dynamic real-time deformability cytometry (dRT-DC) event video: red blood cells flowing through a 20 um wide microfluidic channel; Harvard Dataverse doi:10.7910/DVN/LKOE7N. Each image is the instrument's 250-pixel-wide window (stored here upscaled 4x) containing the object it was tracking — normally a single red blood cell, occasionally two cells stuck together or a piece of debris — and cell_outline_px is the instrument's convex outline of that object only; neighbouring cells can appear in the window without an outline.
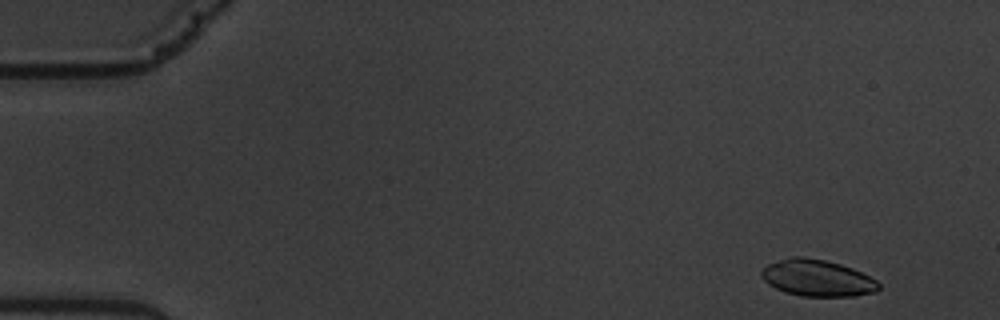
{"species": "common noctule bat (a hibernating species)", "species_latin": "Nyctalus noctula", "temperature_condition": "warm", "stored_images_in_passage": 56, "camera_frame_rate_fps": 3000, "um_per_image_px": 0.085, "animal": {"sex": "male", "body_mass_g": 19.5, "forearm_length_mm": 54.6}, "frame": {"image": 1, "passage_image": 3, "time_ms": 0.667, "image_size_px": [1000, 320], "cell_outline_px": [[880, 288], [876, 292], [856, 296], [800, 296], [784, 292], [768, 284], [764, 280], [760, 272], [768, 264], [788, 256], [804, 256], [824, 260], [840, 264], [852, 268], [876, 280], [880, 284]], "centroid_in_image_um": [69.46, 23.63], "position_along_channel_um": 15.5, "area_um2": 25.09}}
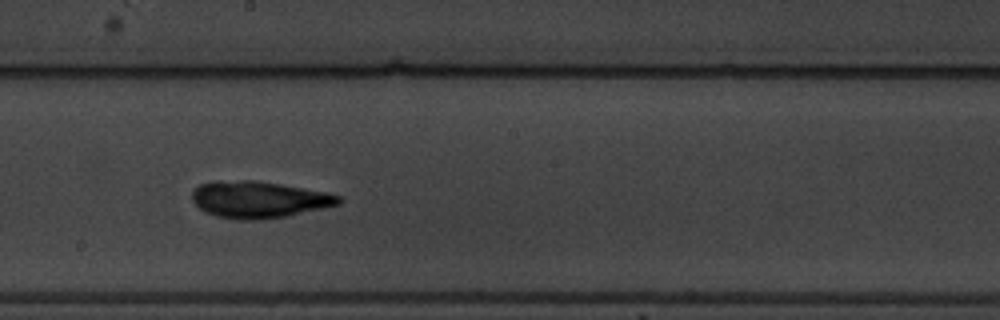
{"frame": {"image": 2, "passage_image": 31, "time_ms": 10.0, "image_size_px": [1000, 320], "cell_outline_px": [[344, 200], [340, 204], [324, 208], [288, 216], [260, 220], [240, 220], [216, 216], [204, 212], [192, 200], [192, 192], [200, 184], [216, 180], [252, 180], [280, 184], [324, 192], [340, 196]], "centroid_in_image_um": [21.99, 16.97], "position_along_channel_um": 226.2, "area_um2": 31.44}}
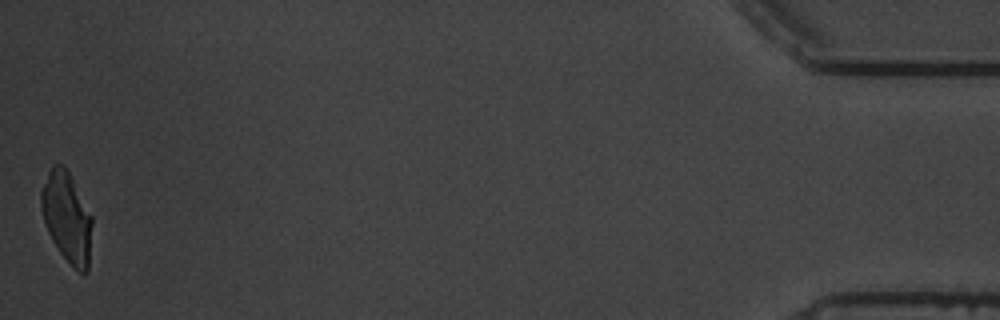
{"frame": {"image": 3, "passage_image": 56, "time_ms": 18.333, "image_size_px": [1000, 320], "cell_outline_px": [[92, 224], [88, 272], [84, 276], [60, 252], [52, 240], [48, 232], [40, 208], [40, 192], [48, 172], [52, 164], [64, 164], [92, 216]], "centroid_in_image_um": [5.68, 18.45], "position_along_channel_um": 429.5, "area_um2": 26.59}, "authors_computed_cell_mechanics": {"area_um2": 28.322, "velocity_mm_per_s": 3.5169, "shape_relaxation_time_tau1_ms": null, "shape_relaxation_time_tau2_ms": 1.9514, "deformation_change_tau1": null, "deformation_change_tau2": 0.0722}}